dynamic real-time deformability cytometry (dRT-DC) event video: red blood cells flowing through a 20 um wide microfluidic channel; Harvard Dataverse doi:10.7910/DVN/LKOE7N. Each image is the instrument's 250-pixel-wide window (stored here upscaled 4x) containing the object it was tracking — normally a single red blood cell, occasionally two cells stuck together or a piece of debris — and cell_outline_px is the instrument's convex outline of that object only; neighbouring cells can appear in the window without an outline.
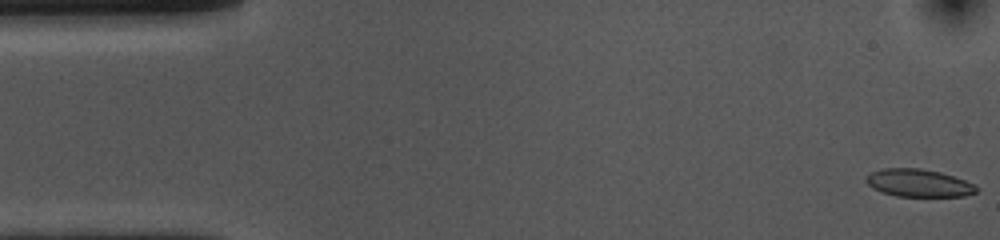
{"species": "common noctule bat (a hibernating species)", "species_latin": "Nyctalus noctula", "temperature_condition": "cold", "stored_images_in_passage": 54, "camera_frame_rate_fps": 3000, "um_per_image_px": 0.085, "animal": {"sex": "female", "body_mass_g": 10.0, "forearm_length_mm": 53.1}, "frame": {"image": 1, "passage_image": 1, "time_ms": 0.0, "image_size_px": [1000, 240], "cell_outline_px": [[976, 192], [964, 196], [896, 196], [880, 192], [872, 188], [864, 180], [872, 172], [884, 168], [920, 168], [940, 172], [976, 184]], "centroid_in_image_um": [78.06, 15.56], "position_along_channel_um": 6.9, "area_um2": 17.69}}
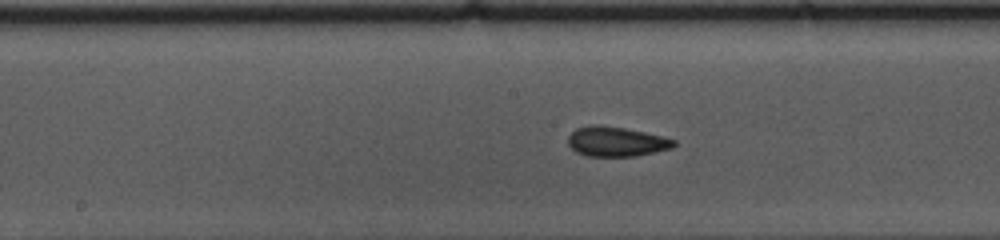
{"frame": {"image": 2, "passage_image": 26, "time_ms": 8.333, "image_size_px": [1000, 240], "cell_outline_px": [[676, 144], [672, 148], [636, 156], [588, 156], [576, 152], [568, 144], [568, 136], [576, 128], [588, 124], [596, 124], [624, 128], [664, 136], [676, 140]], "centroid_in_image_um": [52.37, 12.02], "position_along_channel_um": 195.8, "area_um2": 18.44}}
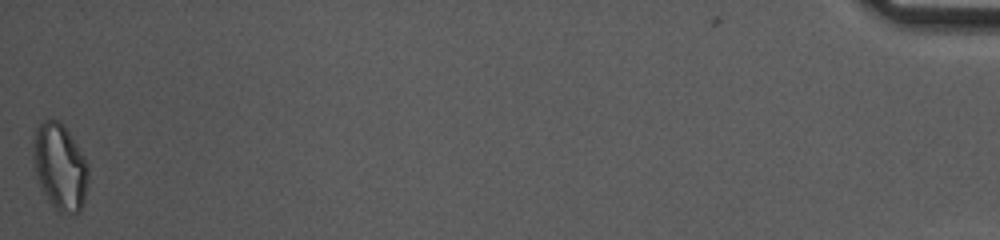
{"frame": {"image": 3, "passage_image": 54, "time_ms": 17.667, "image_size_px": [1000, 240], "cell_outline_px": [[88, 180], [84, 200], [80, 212], [76, 216], [72, 216], [56, 212], [48, 200], [40, 184], [32, 164], [32, 144], [36, 128], [44, 120], [60, 120], [64, 124], [80, 152], [88, 168]], "centroid_in_image_um": [5.07, 14.23], "position_along_channel_um": 430.1, "area_um2": 27.98}, "authors_computed_cell_mechanics": {"area_um2": 18.5538, "velocity_mm_per_s": 3.6216, "shape_relaxation_time_tau1_ms": 4.3541, "shape_relaxation_time_tau2_ms": 3.4713, "deformation_change_tau1": 0.1197, "deformation_change_tau2": 0.0895}}